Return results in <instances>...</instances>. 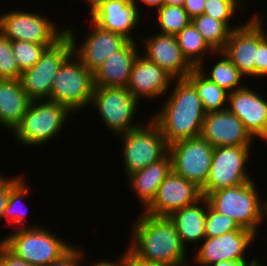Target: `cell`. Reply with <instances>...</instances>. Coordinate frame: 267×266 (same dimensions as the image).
<instances>
[{
	"mask_svg": "<svg viewBox=\"0 0 267 266\" xmlns=\"http://www.w3.org/2000/svg\"><path fill=\"white\" fill-rule=\"evenodd\" d=\"M140 55L139 53L132 66L127 88L139 102L140 98L156 100L169 92L174 78L156 63Z\"/></svg>",
	"mask_w": 267,
	"mask_h": 266,
	"instance_id": "d6986e66",
	"label": "cell"
},
{
	"mask_svg": "<svg viewBox=\"0 0 267 266\" xmlns=\"http://www.w3.org/2000/svg\"><path fill=\"white\" fill-rule=\"evenodd\" d=\"M251 146L215 147L212 163L205 185L201 188L202 196L211 192L247 183L252 179L246 167ZM248 173V174H247Z\"/></svg>",
	"mask_w": 267,
	"mask_h": 266,
	"instance_id": "9c48e42d",
	"label": "cell"
},
{
	"mask_svg": "<svg viewBox=\"0 0 267 266\" xmlns=\"http://www.w3.org/2000/svg\"><path fill=\"white\" fill-rule=\"evenodd\" d=\"M86 1V0H85ZM88 2H86V3H88V4H90L89 5V10H90V15L97 9V8H99L102 4H104V3H106V2H108V1H110V0H87Z\"/></svg>",
	"mask_w": 267,
	"mask_h": 266,
	"instance_id": "f6af8a7d",
	"label": "cell"
},
{
	"mask_svg": "<svg viewBox=\"0 0 267 266\" xmlns=\"http://www.w3.org/2000/svg\"><path fill=\"white\" fill-rule=\"evenodd\" d=\"M175 37L183 56L194 68L205 64V58L208 59L206 54L211 55L210 53H212L214 55L215 53L192 23L186 26Z\"/></svg>",
	"mask_w": 267,
	"mask_h": 266,
	"instance_id": "4316f807",
	"label": "cell"
},
{
	"mask_svg": "<svg viewBox=\"0 0 267 266\" xmlns=\"http://www.w3.org/2000/svg\"><path fill=\"white\" fill-rule=\"evenodd\" d=\"M49 230L41 224L37 227H18L0 242L12 254L30 265L48 266L72 247V244Z\"/></svg>",
	"mask_w": 267,
	"mask_h": 266,
	"instance_id": "277c9868",
	"label": "cell"
},
{
	"mask_svg": "<svg viewBox=\"0 0 267 266\" xmlns=\"http://www.w3.org/2000/svg\"><path fill=\"white\" fill-rule=\"evenodd\" d=\"M21 72L13 56L11 40L0 32V79H20Z\"/></svg>",
	"mask_w": 267,
	"mask_h": 266,
	"instance_id": "e575fe53",
	"label": "cell"
},
{
	"mask_svg": "<svg viewBox=\"0 0 267 266\" xmlns=\"http://www.w3.org/2000/svg\"><path fill=\"white\" fill-rule=\"evenodd\" d=\"M126 249V266H164L158 263L143 260L136 256L129 248Z\"/></svg>",
	"mask_w": 267,
	"mask_h": 266,
	"instance_id": "60d3db41",
	"label": "cell"
},
{
	"mask_svg": "<svg viewBox=\"0 0 267 266\" xmlns=\"http://www.w3.org/2000/svg\"><path fill=\"white\" fill-rule=\"evenodd\" d=\"M94 88L93 73L71 53L54 76L48 100L65 106L73 115L90 106Z\"/></svg>",
	"mask_w": 267,
	"mask_h": 266,
	"instance_id": "8992f818",
	"label": "cell"
},
{
	"mask_svg": "<svg viewBox=\"0 0 267 266\" xmlns=\"http://www.w3.org/2000/svg\"><path fill=\"white\" fill-rule=\"evenodd\" d=\"M136 41H129L121 50L112 53L93 73L94 87H127L132 66L139 55Z\"/></svg>",
	"mask_w": 267,
	"mask_h": 266,
	"instance_id": "7402d4cb",
	"label": "cell"
},
{
	"mask_svg": "<svg viewBox=\"0 0 267 266\" xmlns=\"http://www.w3.org/2000/svg\"><path fill=\"white\" fill-rule=\"evenodd\" d=\"M75 246L73 245L64 255L48 266H83L82 263L86 260L85 252L81 251V248L78 249V245Z\"/></svg>",
	"mask_w": 267,
	"mask_h": 266,
	"instance_id": "74e56055",
	"label": "cell"
},
{
	"mask_svg": "<svg viewBox=\"0 0 267 266\" xmlns=\"http://www.w3.org/2000/svg\"><path fill=\"white\" fill-rule=\"evenodd\" d=\"M139 103L127 87H95L90 105L98 110L106 128L117 136L141 126L132 122Z\"/></svg>",
	"mask_w": 267,
	"mask_h": 266,
	"instance_id": "ba28073f",
	"label": "cell"
},
{
	"mask_svg": "<svg viewBox=\"0 0 267 266\" xmlns=\"http://www.w3.org/2000/svg\"><path fill=\"white\" fill-rule=\"evenodd\" d=\"M131 2H133L137 7L140 6L141 2L142 4H144L145 6L154 9L153 7H155V9H159L164 5V0H130ZM137 1H140V4L138 5Z\"/></svg>",
	"mask_w": 267,
	"mask_h": 266,
	"instance_id": "7bdbcfd3",
	"label": "cell"
},
{
	"mask_svg": "<svg viewBox=\"0 0 267 266\" xmlns=\"http://www.w3.org/2000/svg\"><path fill=\"white\" fill-rule=\"evenodd\" d=\"M215 54L222 58H220L219 61L217 60V63L215 62L214 66H212V70L208 69L210 70L208 74L207 71H205L206 68H204V65L198 67L203 75L229 93L244 87L243 83H241V78H243L244 75L239 69L230 61L223 51L215 52Z\"/></svg>",
	"mask_w": 267,
	"mask_h": 266,
	"instance_id": "83f0119b",
	"label": "cell"
},
{
	"mask_svg": "<svg viewBox=\"0 0 267 266\" xmlns=\"http://www.w3.org/2000/svg\"><path fill=\"white\" fill-rule=\"evenodd\" d=\"M262 17L257 13V60L255 61V78L267 77V31H264Z\"/></svg>",
	"mask_w": 267,
	"mask_h": 266,
	"instance_id": "d590c367",
	"label": "cell"
},
{
	"mask_svg": "<svg viewBox=\"0 0 267 266\" xmlns=\"http://www.w3.org/2000/svg\"><path fill=\"white\" fill-rule=\"evenodd\" d=\"M253 258L246 266H263V264L261 263L262 261L260 260V258Z\"/></svg>",
	"mask_w": 267,
	"mask_h": 266,
	"instance_id": "7dc6e473",
	"label": "cell"
},
{
	"mask_svg": "<svg viewBox=\"0 0 267 266\" xmlns=\"http://www.w3.org/2000/svg\"><path fill=\"white\" fill-rule=\"evenodd\" d=\"M256 234L249 229L226 232L220 236L205 237L199 245L194 263L212 266L225 260L246 259V250H249Z\"/></svg>",
	"mask_w": 267,
	"mask_h": 266,
	"instance_id": "9a60e30c",
	"label": "cell"
},
{
	"mask_svg": "<svg viewBox=\"0 0 267 266\" xmlns=\"http://www.w3.org/2000/svg\"><path fill=\"white\" fill-rule=\"evenodd\" d=\"M254 179L237 186L211 192L205 196L209 206L229 216L245 229L258 234L265 219V204L256 189Z\"/></svg>",
	"mask_w": 267,
	"mask_h": 266,
	"instance_id": "3957f363",
	"label": "cell"
},
{
	"mask_svg": "<svg viewBox=\"0 0 267 266\" xmlns=\"http://www.w3.org/2000/svg\"><path fill=\"white\" fill-rule=\"evenodd\" d=\"M116 259L115 261H108L107 259L100 260L99 262H93L89 266H126V250Z\"/></svg>",
	"mask_w": 267,
	"mask_h": 266,
	"instance_id": "b9f144b4",
	"label": "cell"
},
{
	"mask_svg": "<svg viewBox=\"0 0 267 266\" xmlns=\"http://www.w3.org/2000/svg\"><path fill=\"white\" fill-rule=\"evenodd\" d=\"M25 179V180H24ZM30 187L28 186V184L26 183V178H23L11 191L9 194V200H8V204L5 207L4 211H3V219L5 218V220H7V223H9V225L12 227L14 224L15 226L19 225L21 228V224H22V228L24 227H37L39 226L34 224V225H27L24 224V220H26V212H24L22 210V205L21 201L24 200L23 198H26L28 193L31 192ZM21 204V205H20ZM18 205H20L21 209H17V207H19ZM25 209L26 205H23ZM28 210V209H27Z\"/></svg>",
	"mask_w": 267,
	"mask_h": 266,
	"instance_id": "4dcf8cb0",
	"label": "cell"
},
{
	"mask_svg": "<svg viewBox=\"0 0 267 266\" xmlns=\"http://www.w3.org/2000/svg\"><path fill=\"white\" fill-rule=\"evenodd\" d=\"M171 170V157L167 152L159 160L126 177L130 181L128 185H131L130 188L132 187V191L137 194L136 197L138 196L144 210L152 203L160 184Z\"/></svg>",
	"mask_w": 267,
	"mask_h": 266,
	"instance_id": "603a6c76",
	"label": "cell"
},
{
	"mask_svg": "<svg viewBox=\"0 0 267 266\" xmlns=\"http://www.w3.org/2000/svg\"><path fill=\"white\" fill-rule=\"evenodd\" d=\"M261 95L244 85L228 94L227 109L243 122L253 139L267 141V99Z\"/></svg>",
	"mask_w": 267,
	"mask_h": 266,
	"instance_id": "2e32d148",
	"label": "cell"
},
{
	"mask_svg": "<svg viewBox=\"0 0 267 266\" xmlns=\"http://www.w3.org/2000/svg\"><path fill=\"white\" fill-rule=\"evenodd\" d=\"M143 124L118 135L123 144V167L126 176L152 164L168 152V145L157 124L150 117L148 122Z\"/></svg>",
	"mask_w": 267,
	"mask_h": 266,
	"instance_id": "52a82bcc",
	"label": "cell"
},
{
	"mask_svg": "<svg viewBox=\"0 0 267 266\" xmlns=\"http://www.w3.org/2000/svg\"><path fill=\"white\" fill-rule=\"evenodd\" d=\"M72 113L63 105L49 100L31 101L27 112L12 131L15 141L28 146H41L60 134L67 116ZM59 133V134H57Z\"/></svg>",
	"mask_w": 267,
	"mask_h": 266,
	"instance_id": "5b68a950",
	"label": "cell"
},
{
	"mask_svg": "<svg viewBox=\"0 0 267 266\" xmlns=\"http://www.w3.org/2000/svg\"><path fill=\"white\" fill-rule=\"evenodd\" d=\"M186 78L197 90L206 113L227 109L229 92L210 81L198 68L190 72Z\"/></svg>",
	"mask_w": 267,
	"mask_h": 266,
	"instance_id": "484cf974",
	"label": "cell"
},
{
	"mask_svg": "<svg viewBox=\"0 0 267 266\" xmlns=\"http://www.w3.org/2000/svg\"><path fill=\"white\" fill-rule=\"evenodd\" d=\"M133 223L132 239L127 247L136 256L164 266L188 265L187 249L168 217H154L142 212Z\"/></svg>",
	"mask_w": 267,
	"mask_h": 266,
	"instance_id": "6da1fadb",
	"label": "cell"
},
{
	"mask_svg": "<svg viewBox=\"0 0 267 266\" xmlns=\"http://www.w3.org/2000/svg\"><path fill=\"white\" fill-rule=\"evenodd\" d=\"M71 53V41L65 34L54 45L46 48L33 67L21 73L19 80L32 101L49 99L54 76Z\"/></svg>",
	"mask_w": 267,
	"mask_h": 266,
	"instance_id": "8fae6325",
	"label": "cell"
},
{
	"mask_svg": "<svg viewBox=\"0 0 267 266\" xmlns=\"http://www.w3.org/2000/svg\"><path fill=\"white\" fill-rule=\"evenodd\" d=\"M214 147L201 136L168 146L172 171L202 188L209 174Z\"/></svg>",
	"mask_w": 267,
	"mask_h": 266,
	"instance_id": "7c38bea8",
	"label": "cell"
},
{
	"mask_svg": "<svg viewBox=\"0 0 267 266\" xmlns=\"http://www.w3.org/2000/svg\"><path fill=\"white\" fill-rule=\"evenodd\" d=\"M155 11L158 33L176 36L191 23V18L183 6L164 4Z\"/></svg>",
	"mask_w": 267,
	"mask_h": 266,
	"instance_id": "f546056e",
	"label": "cell"
},
{
	"mask_svg": "<svg viewBox=\"0 0 267 266\" xmlns=\"http://www.w3.org/2000/svg\"><path fill=\"white\" fill-rule=\"evenodd\" d=\"M205 3L206 0H185L183 8L186 10L188 16L192 19L193 17L203 14Z\"/></svg>",
	"mask_w": 267,
	"mask_h": 266,
	"instance_id": "ab89813d",
	"label": "cell"
},
{
	"mask_svg": "<svg viewBox=\"0 0 267 266\" xmlns=\"http://www.w3.org/2000/svg\"><path fill=\"white\" fill-rule=\"evenodd\" d=\"M0 266H33L12 254L0 242Z\"/></svg>",
	"mask_w": 267,
	"mask_h": 266,
	"instance_id": "f35d334b",
	"label": "cell"
},
{
	"mask_svg": "<svg viewBox=\"0 0 267 266\" xmlns=\"http://www.w3.org/2000/svg\"><path fill=\"white\" fill-rule=\"evenodd\" d=\"M200 136L214 148L254 145L243 122L228 109L206 113Z\"/></svg>",
	"mask_w": 267,
	"mask_h": 266,
	"instance_id": "e0dca14e",
	"label": "cell"
},
{
	"mask_svg": "<svg viewBox=\"0 0 267 266\" xmlns=\"http://www.w3.org/2000/svg\"><path fill=\"white\" fill-rule=\"evenodd\" d=\"M21 175V176H20ZM18 176L13 175L12 178L6 179L2 175L0 178V221L3 219V211L8 204L10 191L23 179L25 178L24 174Z\"/></svg>",
	"mask_w": 267,
	"mask_h": 266,
	"instance_id": "8d00e7d4",
	"label": "cell"
},
{
	"mask_svg": "<svg viewBox=\"0 0 267 266\" xmlns=\"http://www.w3.org/2000/svg\"><path fill=\"white\" fill-rule=\"evenodd\" d=\"M185 0H164V4L166 5H177L183 6Z\"/></svg>",
	"mask_w": 267,
	"mask_h": 266,
	"instance_id": "bcb514c9",
	"label": "cell"
},
{
	"mask_svg": "<svg viewBox=\"0 0 267 266\" xmlns=\"http://www.w3.org/2000/svg\"><path fill=\"white\" fill-rule=\"evenodd\" d=\"M244 0H206L203 14L213 17L216 20L223 21L231 30L241 26L230 24V20L239 11ZM240 5V6H238ZM237 9V11H236Z\"/></svg>",
	"mask_w": 267,
	"mask_h": 266,
	"instance_id": "d6a6232c",
	"label": "cell"
},
{
	"mask_svg": "<svg viewBox=\"0 0 267 266\" xmlns=\"http://www.w3.org/2000/svg\"><path fill=\"white\" fill-rule=\"evenodd\" d=\"M65 34L71 41L72 53L94 73L112 53L121 50L130 40L119 33L107 31L91 21L92 29L79 45L72 26H65Z\"/></svg>",
	"mask_w": 267,
	"mask_h": 266,
	"instance_id": "4fadbf2b",
	"label": "cell"
},
{
	"mask_svg": "<svg viewBox=\"0 0 267 266\" xmlns=\"http://www.w3.org/2000/svg\"><path fill=\"white\" fill-rule=\"evenodd\" d=\"M191 23L214 52L223 51L229 38V34L232 31L223 21L202 14L193 17Z\"/></svg>",
	"mask_w": 267,
	"mask_h": 266,
	"instance_id": "f1b7e54d",
	"label": "cell"
},
{
	"mask_svg": "<svg viewBox=\"0 0 267 266\" xmlns=\"http://www.w3.org/2000/svg\"><path fill=\"white\" fill-rule=\"evenodd\" d=\"M253 15L247 22L230 32L223 49V53L247 78H255L257 60V14Z\"/></svg>",
	"mask_w": 267,
	"mask_h": 266,
	"instance_id": "ffe728a7",
	"label": "cell"
},
{
	"mask_svg": "<svg viewBox=\"0 0 267 266\" xmlns=\"http://www.w3.org/2000/svg\"><path fill=\"white\" fill-rule=\"evenodd\" d=\"M264 204H265V219L267 218V200L264 201Z\"/></svg>",
	"mask_w": 267,
	"mask_h": 266,
	"instance_id": "c3c4849f",
	"label": "cell"
},
{
	"mask_svg": "<svg viewBox=\"0 0 267 266\" xmlns=\"http://www.w3.org/2000/svg\"><path fill=\"white\" fill-rule=\"evenodd\" d=\"M140 14L139 7L130 0H110L97 8L89 19L104 30L136 41L132 32L140 23Z\"/></svg>",
	"mask_w": 267,
	"mask_h": 266,
	"instance_id": "44dd1931",
	"label": "cell"
},
{
	"mask_svg": "<svg viewBox=\"0 0 267 266\" xmlns=\"http://www.w3.org/2000/svg\"><path fill=\"white\" fill-rule=\"evenodd\" d=\"M202 197L201 188L171 170L160 184L154 200L143 212L154 217H169Z\"/></svg>",
	"mask_w": 267,
	"mask_h": 266,
	"instance_id": "5bb4252c",
	"label": "cell"
},
{
	"mask_svg": "<svg viewBox=\"0 0 267 266\" xmlns=\"http://www.w3.org/2000/svg\"><path fill=\"white\" fill-rule=\"evenodd\" d=\"M206 214L207 200L202 197L196 203L185 206L168 217L176 227L180 240L186 249L187 243H199L206 237Z\"/></svg>",
	"mask_w": 267,
	"mask_h": 266,
	"instance_id": "d4e9b609",
	"label": "cell"
},
{
	"mask_svg": "<svg viewBox=\"0 0 267 266\" xmlns=\"http://www.w3.org/2000/svg\"><path fill=\"white\" fill-rule=\"evenodd\" d=\"M31 101L19 79H0V125L12 132Z\"/></svg>",
	"mask_w": 267,
	"mask_h": 266,
	"instance_id": "cb8c5ba5",
	"label": "cell"
},
{
	"mask_svg": "<svg viewBox=\"0 0 267 266\" xmlns=\"http://www.w3.org/2000/svg\"><path fill=\"white\" fill-rule=\"evenodd\" d=\"M247 259H238V260H225L215 263L212 266H246L248 264Z\"/></svg>",
	"mask_w": 267,
	"mask_h": 266,
	"instance_id": "ee69618b",
	"label": "cell"
},
{
	"mask_svg": "<svg viewBox=\"0 0 267 266\" xmlns=\"http://www.w3.org/2000/svg\"><path fill=\"white\" fill-rule=\"evenodd\" d=\"M1 14L0 32L11 41L55 44L65 35V27L58 29L55 21H51L44 14L17 11V9Z\"/></svg>",
	"mask_w": 267,
	"mask_h": 266,
	"instance_id": "30bf717a",
	"label": "cell"
},
{
	"mask_svg": "<svg viewBox=\"0 0 267 266\" xmlns=\"http://www.w3.org/2000/svg\"><path fill=\"white\" fill-rule=\"evenodd\" d=\"M54 44H35L27 41H11L13 56L18 64L19 71L33 67L39 60L47 47Z\"/></svg>",
	"mask_w": 267,
	"mask_h": 266,
	"instance_id": "1f68e13d",
	"label": "cell"
},
{
	"mask_svg": "<svg viewBox=\"0 0 267 266\" xmlns=\"http://www.w3.org/2000/svg\"><path fill=\"white\" fill-rule=\"evenodd\" d=\"M142 38L144 54L147 60L156 63L174 79L186 78L195 68L183 56L178 46L176 37L173 35L161 34Z\"/></svg>",
	"mask_w": 267,
	"mask_h": 266,
	"instance_id": "ac0fdd59",
	"label": "cell"
},
{
	"mask_svg": "<svg viewBox=\"0 0 267 266\" xmlns=\"http://www.w3.org/2000/svg\"><path fill=\"white\" fill-rule=\"evenodd\" d=\"M172 93L150 118L160 128L167 145L200 136L206 112L194 85L187 78L174 79Z\"/></svg>",
	"mask_w": 267,
	"mask_h": 266,
	"instance_id": "7a4b0ae2",
	"label": "cell"
},
{
	"mask_svg": "<svg viewBox=\"0 0 267 266\" xmlns=\"http://www.w3.org/2000/svg\"><path fill=\"white\" fill-rule=\"evenodd\" d=\"M238 222L229 216L222 215L213 210L207 202V214L205 221L206 237L220 236L226 232L244 230Z\"/></svg>",
	"mask_w": 267,
	"mask_h": 266,
	"instance_id": "836d02e7",
	"label": "cell"
}]
</instances>
